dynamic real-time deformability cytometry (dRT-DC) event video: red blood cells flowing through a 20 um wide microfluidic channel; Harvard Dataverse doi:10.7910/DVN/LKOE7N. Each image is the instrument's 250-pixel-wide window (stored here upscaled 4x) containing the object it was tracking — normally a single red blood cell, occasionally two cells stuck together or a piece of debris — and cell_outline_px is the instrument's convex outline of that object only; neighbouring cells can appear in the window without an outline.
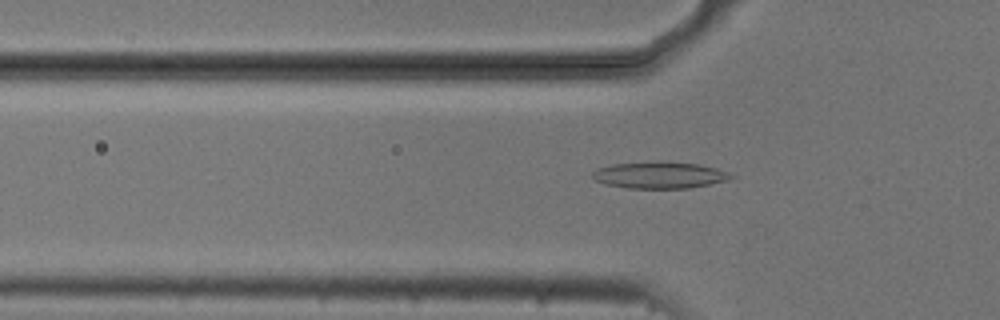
{"species": "common noctule bat (a hibernating species)", "species_latin": "Nyctalus noctula", "temperature_condition": "cold", "stored_images_in_passage": 35, "camera_frame_rate_fps": 3000, "um_per_image_px": 0.085, "animal": {"sex": "male", "body_mass_g": 20.5, "forearm_length_mm": 52.5}, "frame": {"image": 1, "passage_image": 6, "time_ms": 1.667, "image_size_px": [1000, 320], "cell_outline_px": [[736, 176], [724, 180], [708, 184], [688, 188], [628, 188], [608, 184], [596, 180], [592, 176], [592, 172], [596, 168], [612, 164], [660, 160], [700, 164], [716, 168]], "centroid_in_image_um": [56.03, 14.85], "position_along_channel_um": 69.8, "area_um2": 21.5}}
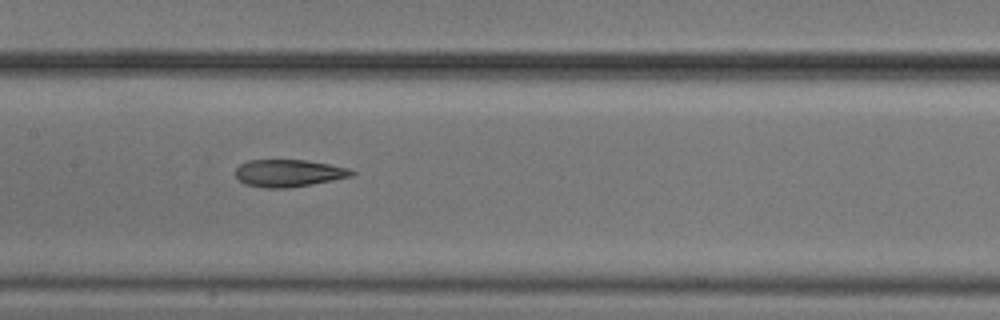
{"frame": {"image": 2, "passage_image": 15, "time_ms": 4.667, "image_size_px": [1000, 320], "cell_outline_px": [[356, 172], [352, 176], [332, 180], [288, 188], [264, 188], [244, 184], [236, 176], [236, 168], [240, 164], [248, 160], [304, 160], [328, 164], [348, 168]], "centroid_in_image_um": [24.51, 14.72], "position_along_channel_um": 182.9, "area_um2": 18.32}}
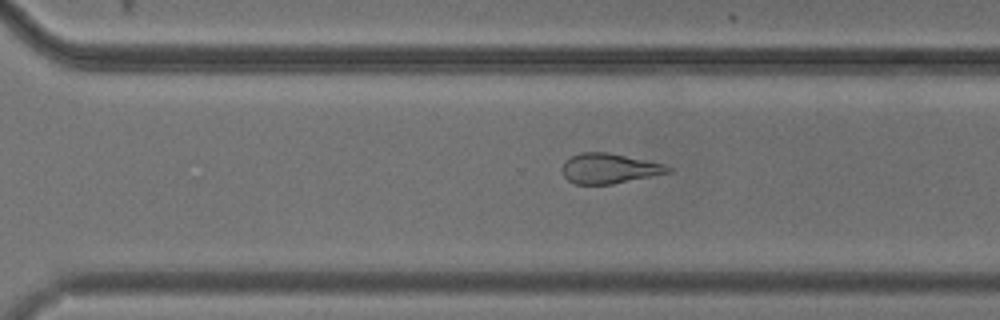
{"frame": {"image": 3, "passage_image": 26, "time_ms": 8.333, "image_size_px": [1000, 320], "cell_outline_px": [[672, 172], [612, 184], [576, 184], [568, 180], [564, 176], [560, 168], [564, 160], [580, 152], [608, 152], [664, 164], [672, 168]], "centroid_in_image_um": [51.75, 14.31], "position_along_channel_um": 318.9, "area_um2": 18.61}, "authors_computed_cell_mechanics": {"area_um2": 18.9584, "velocity_mm_per_s": 3.7301, "shape_relaxation_time_tau1_ms": 10.1131, "shape_relaxation_time_tau2_ms": 3.3162, "deformation_change_tau1": 0.1891, "deformation_change_tau2": 0.1305}}